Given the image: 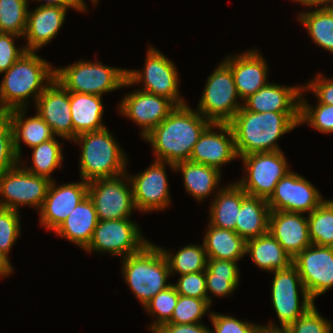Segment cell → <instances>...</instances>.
<instances>
[{"label": "cell", "instance_id": "4dcf8cb0", "mask_svg": "<svg viewBox=\"0 0 333 333\" xmlns=\"http://www.w3.org/2000/svg\"><path fill=\"white\" fill-rule=\"evenodd\" d=\"M203 245L208 258L237 262L246 254V241L235 231L208 224Z\"/></svg>", "mask_w": 333, "mask_h": 333}, {"label": "cell", "instance_id": "8992f818", "mask_svg": "<svg viewBox=\"0 0 333 333\" xmlns=\"http://www.w3.org/2000/svg\"><path fill=\"white\" fill-rule=\"evenodd\" d=\"M55 69V80L69 92L102 96L123 87L127 70L105 66L99 62L78 61Z\"/></svg>", "mask_w": 333, "mask_h": 333}, {"label": "cell", "instance_id": "484cf974", "mask_svg": "<svg viewBox=\"0 0 333 333\" xmlns=\"http://www.w3.org/2000/svg\"><path fill=\"white\" fill-rule=\"evenodd\" d=\"M26 108L10 110L9 120L13 133V146L16 156L20 160L21 140L33 148L55 137L51 127L36 113L25 119Z\"/></svg>", "mask_w": 333, "mask_h": 333}, {"label": "cell", "instance_id": "60d3db41", "mask_svg": "<svg viewBox=\"0 0 333 333\" xmlns=\"http://www.w3.org/2000/svg\"><path fill=\"white\" fill-rule=\"evenodd\" d=\"M210 304L207 299L186 297L179 295L171 320L172 324H195L199 322L209 310Z\"/></svg>", "mask_w": 333, "mask_h": 333}, {"label": "cell", "instance_id": "ffe728a7", "mask_svg": "<svg viewBox=\"0 0 333 333\" xmlns=\"http://www.w3.org/2000/svg\"><path fill=\"white\" fill-rule=\"evenodd\" d=\"M52 180L40 209V223L55 231L83 199L88 196V182L57 185Z\"/></svg>", "mask_w": 333, "mask_h": 333}, {"label": "cell", "instance_id": "e575fe53", "mask_svg": "<svg viewBox=\"0 0 333 333\" xmlns=\"http://www.w3.org/2000/svg\"><path fill=\"white\" fill-rule=\"evenodd\" d=\"M161 250L167 259L171 275L174 272L180 275L201 272L207 268L208 257L204 245H186L173 256L171 252L163 248Z\"/></svg>", "mask_w": 333, "mask_h": 333}, {"label": "cell", "instance_id": "5bb4252c", "mask_svg": "<svg viewBox=\"0 0 333 333\" xmlns=\"http://www.w3.org/2000/svg\"><path fill=\"white\" fill-rule=\"evenodd\" d=\"M292 264L313 301L333 287V247L311 244L292 259Z\"/></svg>", "mask_w": 333, "mask_h": 333}, {"label": "cell", "instance_id": "44dd1931", "mask_svg": "<svg viewBox=\"0 0 333 333\" xmlns=\"http://www.w3.org/2000/svg\"><path fill=\"white\" fill-rule=\"evenodd\" d=\"M268 232L292 258L312 244L307 218L299 212L271 211Z\"/></svg>", "mask_w": 333, "mask_h": 333}, {"label": "cell", "instance_id": "ee69618b", "mask_svg": "<svg viewBox=\"0 0 333 333\" xmlns=\"http://www.w3.org/2000/svg\"><path fill=\"white\" fill-rule=\"evenodd\" d=\"M20 161L14 150L13 133L9 117L0 120V176L16 166Z\"/></svg>", "mask_w": 333, "mask_h": 333}, {"label": "cell", "instance_id": "1f68e13d", "mask_svg": "<svg viewBox=\"0 0 333 333\" xmlns=\"http://www.w3.org/2000/svg\"><path fill=\"white\" fill-rule=\"evenodd\" d=\"M175 170H181L185 190L198 201H202L206 196L211 195L221 179V170L191 161L176 163Z\"/></svg>", "mask_w": 333, "mask_h": 333}, {"label": "cell", "instance_id": "f907efd6", "mask_svg": "<svg viewBox=\"0 0 333 333\" xmlns=\"http://www.w3.org/2000/svg\"><path fill=\"white\" fill-rule=\"evenodd\" d=\"M43 1H46V2L44 4H41V6L42 5L61 6V7H66L67 9L73 8V9H75L77 11H81V12L82 11L84 12L87 10L84 0H43Z\"/></svg>", "mask_w": 333, "mask_h": 333}, {"label": "cell", "instance_id": "ba28073f", "mask_svg": "<svg viewBox=\"0 0 333 333\" xmlns=\"http://www.w3.org/2000/svg\"><path fill=\"white\" fill-rule=\"evenodd\" d=\"M143 72L127 70L123 86L144 83L142 91L171 100L176 106L186 104L179 94L178 73L174 62L158 49L149 47Z\"/></svg>", "mask_w": 333, "mask_h": 333}, {"label": "cell", "instance_id": "d6a6232c", "mask_svg": "<svg viewBox=\"0 0 333 333\" xmlns=\"http://www.w3.org/2000/svg\"><path fill=\"white\" fill-rule=\"evenodd\" d=\"M205 275L207 300L210 305L212 299L208 296L209 292L224 297L235 291L239 284L240 273L235 261L208 258Z\"/></svg>", "mask_w": 333, "mask_h": 333}, {"label": "cell", "instance_id": "2e32d148", "mask_svg": "<svg viewBox=\"0 0 333 333\" xmlns=\"http://www.w3.org/2000/svg\"><path fill=\"white\" fill-rule=\"evenodd\" d=\"M165 164L175 170V165L172 163L154 160L147 170L135 176L129 175L137 210L143 212L163 210L170 204Z\"/></svg>", "mask_w": 333, "mask_h": 333}, {"label": "cell", "instance_id": "bcb514c9", "mask_svg": "<svg viewBox=\"0 0 333 333\" xmlns=\"http://www.w3.org/2000/svg\"><path fill=\"white\" fill-rule=\"evenodd\" d=\"M210 319L214 326L211 333H259L261 326L242 322L237 318L211 312Z\"/></svg>", "mask_w": 333, "mask_h": 333}, {"label": "cell", "instance_id": "8d00e7d4", "mask_svg": "<svg viewBox=\"0 0 333 333\" xmlns=\"http://www.w3.org/2000/svg\"><path fill=\"white\" fill-rule=\"evenodd\" d=\"M61 144L52 138L45 141L38 146L32 148V165L31 167H24L32 174L46 177L50 180L51 173L57 168L61 167L64 160L62 155Z\"/></svg>", "mask_w": 333, "mask_h": 333}, {"label": "cell", "instance_id": "e0dca14e", "mask_svg": "<svg viewBox=\"0 0 333 333\" xmlns=\"http://www.w3.org/2000/svg\"><path fill=\"white\" fill-rule=\"evenodd\" d=\"M212 127L217 128L222 133L214 132ZM236 157L238 158V154L230 124L211 123L194 145L189 161L220 170L223 164L231 162Z\"/></svg>", "mask_w": 333, "mask_h": 333}, {"label": "cell", "instance_id": "c3c4849f", "mask_svg": "<svg viewBox=\"0 0 333 333\" xmlns=\"http://www.w3.org/2000/svg\"><path fill=\"white\" fill-rule=\"evenodd\" d=\"M308 85H303L301 92L311 90L315 93L318 103L333 105V78L326 79L319 73Z\"/></svg>", "mask_w": 333, "mask_h": 333}, {"label": "cell", "instance_id": "7402d4cb", "mask_svg": "<svg viewBox=\"0 0 333 333\" xmlns=\"http://www.w3.org/2000/svg\"><path fill=\"white\" fill-rule=\"evenodd\" d=\"M224 62L231 68L237 93L241 100L256 93L265 86L268 67L257 50H250L226 58Z\"/></svg>", "mask_w": 333, "mask_h": 333}, {"label": "cell", "instance_id": "b9f144b4", "mask_svg": "<svg viewBox=\"0 0 333 333\" xmlns=\"http://www.w3.org/2000/svg\"><path fill=\"white\" fill-rule=\"evenodd\" d=\"M19 212L0 207V255L8 260V253L20 234Z\"/></svg>", "mask_w": 333, "mask_h": 333}, {"label": "cell", "instance_id": "d590c367", "mask_svg": "<svg viewBox=\"0 0 333 333\" xmlns=\"http://www.w3.org/2000/svg\"><path fill=\"white\" fill-rule=\"evenodd\" d=\"M311 243L333 247V200H324L307 217Z\"/></svg>", "mask_w": 333, "mask_h": 333}, {"label": "cell", "instance_id": "816d5d0a", "mask_svg": "<svg viewBox=\"0 0 333 333\" xmlns=\"http://www.w3.org/2000/svg\"><path fill=\"white\" fill-rule=\"evenodd\" d=\"M296 2H299L300 4L304 6H310V7H318L323 5V7L331 6L333 0H294ZM330 4V5H329Z\"/></svg>", "mask_w": 333, "mask_h": 333}, {"label": "cell", "instance_id": "277c9868", "mask_svg": "<svg viewBox=\"0 0 333 333\" xmlns=\"http://www.w3.org/2000/svg\"><path fill=\"white\" fill-rule=\"evenodd\" d=\"M123 262V276L135 297L145 307L166 283L170 270L160 246L149 242L138 253L128 255Z\"/></svg>", "mask_w": 333, "mask_h": 333}, {"label": "cell", "instance_id": "836d02e7", "mask_svg": "<svg viewBox=\"0 0 333 333\" xmlns=\"http://www.w3.org/2000/svg\"><path fill=\"white\" fill-rule=\"evenodd\" d=\"M313 41L333 53V4L306 11L298 16Z\"/></svg>", "mask_w": 333, "mask_h": 333}, {"label": "cell", "instance_id": "f1b7e54d", "mask_svg": "<svg viewBox=\"0 0 333 333\" xmlns=\"http://www.w3.org/2000/svg\"><path fill=\"white\" fill-rule=\"evenodd\" d=\"M210 208V225L235 231L242 200L248 195L236 182L218 189Z\"/></svg>", "mask_w": 333, "mask_h": 333}, {"label": "cell", "instance_id": "9a60e30c", "mask_svg": "<svg viewBox=\"0 0 333 333\" xmlns=\"http://www.w3.org/2000/svg\"><path fill=\"white\" fill-rule=\"evenodd\" d=\"M322 195L305 177L289 171L267 200L271 211L311 213L322 202Z\"/></svg>", "mask_w": 333, "mask_h": 333}, {"label": "cell", "instance_id": "d6986e66", "mask_svg": "<svg viewBox=\"0 0 333 333\" xmlns=\"http://www.w3.org/2000/svg\"><path fill=\"white\" fill-rule=\"evenodd\" d=\"M35 102L37 114L51 127L53 134L73 141L70 92L54 79Z\"/></svg>", "mask_w": 333, "mask_h": 333}, {"label": "cell", "instance_id": "3957f363", "mask_svg": "<svg viewBox=\"0 0 333 333\" xmlns=\"http://www.w3.org/2000/svg\"><path fill=\"white\" fill-rule=\"evenodd\" d=\"M4 73L0 93L4 104L10 110L26 108V100L32 95L37 100L55 79V69L34 51H26Z\"/></svg>", "mask_w": 333, "mask_h": 333}, {"label": "cell", "instance_id": "5b68a950", "mask_svg": "<svg viewBox=\"0 0 333 333\" xmlns=\"http://www.w3.org/2000/svg\"><path fill=\"white\" fill-rule=\"evenodd\" d=\"M114 139L106 127L75 137L73 141L82 145L79 161L82 180L89 183L127 173L126 155Z\"/></svg>", "mask_w": 333, "mask_h": 333}, {"label": "cell", "instance_id": "7c38bea8", "mask_svg": "<svg viewBox=\"0 0 333 333\" xmlns=\"http://www.w3.org/2000/svg\"><path fill=\"white\" fill-rule=\"evenodd\" d=\"M272 305L280 321V328L284 329L296 319L301 317L314 304L296 267L291 264L288 268L273 272ZM298 288L301 290L302 303H300ZM301 304V305H300Z\"/></svg>", "mask_w": 333, "mask_h": 333}, {"label": "cell", "instance_id": "f6af8a7d", "mask_svg": "<svg viewBox=\"0 0 333 333\" xmlns=\"http://www.w3.org/2000/svg\"><path fill=\"white\" fill-rule=\"evenodd\" d=\"M174 287L179 295L207 299L205 271L182 274Z\"/></svg>", "mask_w": 333, "mask_h": 333}, {"label": "cell", "instance_id": "4316f807", "mask_svg": "<svg viewBox=\"0 0 333 333\" xmlns=\"http://www.w3.org/2000/svg\"><path fill=\"white\" fill-rule=\"evenodd\" d=\"M102 96L70 92V112L74 128V139L80 134L105 128L102 124L104 107Z\"/></svg>", "mask_w": 333, "mask_h": 333}, {"label": "cell", "instance_id": "cb8c5ba5", "mask_svg": "<svg viewBox=\"0 0 333 333\" xmlns=\"http://www.w3.org/2000/svg\"><path fill=\"white\" fill-rule=\"evenodd\" d=\"M303 86L286 87L267 83L256 93L246 98L243 107L256 113L299 112Z\"/></svg>", "mask_w": 333, "mask_h": 333}, {"label": "cell", "instance_id": "f35d334b", "mask_svg": "<svg viewBox=\"0 0 333 333\" xmlns=\"http://www.w3.org/2000/svg\"><path fill=\"white\" fill-rule=\"evenodd\" d=\"M179 294L176 288L171 284L166 289L156 294L151 301L145 306V309L151 315H156V319L153 324L150 325V329L153 332L155 329L163 324L168 323L174 312V308L177 305Z\"/></svg>", "mask_w": 333, "mask_h": 333}, {"label": "cell", "instance_id": "8fae6325", "mask_svg": "<svg viewBox=\"0 0 333 333\" xmlns=\"http://www.w3.org/2000/svg\"><path fill=\"white\" fill-rule=\"evenodd\" d=\"M126 175L127 173H124L88 183V197L94 204L98 220L125 219L132 214V210L135 209L133 188L130 178ZM125 180L129 181V184H125Z\"/></svg>", "mask_w": 333, "mask_h": 333}, {"label": "cell", "instance_id": "7a4b0ae2", "mask_svg": "<svg viewBox=\"0 0 333 333\" xmlns=\"http://www.w3.org/2000/svg\"><path fill=\"white\" fill-rule=\"evenodd\" d=\"M238 157L281 151L277 139L299 125V112L256 113L243 106L229 122Z\"/></svg>", "mask_w": 333, "mask_h": 333}, {"label": "cell", "instance_id": "681fc988", "mask_svg": "<svg viewBox=\"0 0 333 333\" xmlns=\"http://www.w3.org/2000/svg\"><path fill=\"white\" fill-rule=\"evenodd\" d=\"M154 333H211L202 323L195 324H172L166 323L153 331Z\"/></svg>", "mask_w": 333, "mask_h": 333}, {"label": "cell", "instance_id": "7dc6e473", "mask_svg": "<svg viewBox=\"0 0 333 333\" xmlns=\"http://www.w3.org/2000/svg\"><path fill=\"white\" fill-rule=\"evenodd\" d=\"M21 36L12 33H0V74L9 70L26 52L25 46L17 48L14 38Z\"/></svg>", "mask_w": 333, "mask_h": 333}, {"label": "cell", "instance_id": "ab89813d", "mask_svg": "<svg viewBox=\"0 0 333 333\" xmlns=\"http://www.w3.org/2000/svg\"><path fill=\"white\" fill-rule=\"evenodd\" d=\"M300 95L299 125L308 123L322 133L333 132V105L318 103L313 109Z\"/></svg>", "mask_w": 333, "mask_h": 333}, {"label": "cell", "instance_id": "db71d44e", "mask_svg": "<svg viewBox=\"0 0 333 333\" xmlns=\"http://www.w3.org/2000/svg\"><path fill=\"white\" fill-rule=\"evenodd\" d=\"M259 333H287V331L285 329L279 328L278 326H274L270 321L268 326L261 325Z\"/></svg>", "mask_w": 333, "mask_h": 333}, {"label": "cell", "instance_id": "83f0119b", "mask_svg": "<svg viewBox=\"0 0 333 333\" xmlns=\"http://www.w3.org/2000/svg\"><path fill=\"white\" fill-rule=\"evenodd\" d=\"M270 212L267 200L247 195L241 203L235 232L245 241L268 233Z\"/></svg>", "mask_w": 333, "mask_h": 333}, {"label": "cell", "instance_id": "4fadbf2b", "mask_svg": "<svg viewBox=\"0 0 333 333\" xmlns=\"http://www.w3.org/2000/svg\"><path fill=\"white\" fill-rule=\"evenodd\" d=\"M136 223L125 219L98 220L89 245L84 249L92 252H108L112 255L127 257L138 253L148 242L140 233Z\"/></svg>", "mask_w": 333, "mask_h": 333}, {"label": "cell", "instance_id": "9c48e42d", "mask_svg": "<svg viewBox=\"0 0 333 333\" xmlns=\"http://www.w3.org/2000/svg\"><path fill=\"white\" fill-rule=\"evenodd\" d=\"M244 179L236 182L248 195L268 200L276 184L290 171L282 151L253 153L242 156Z\"/></svg>", "mask_w": 333, "mask_h": 333}, {"label": "cell", "instance_id": "f5cc1de1", "mask_svg": "<svg viewBox=\"0 0 333 333\" xmlns=\"http://www.w3.org/2000/svg\"><path fill=\"white\" fill-rule=\"evenodd\" d=\"M12 264L7 262L1 255H0V276H9L12 273Z\"/></svg>", "mask_w": 333, "mask_h": 333}, {"label": "cell", "instance_id": "d4e9b609", "mask_svg": "<svg viewBox=\"0 0 333 333\" xmlns=\"http://www.w3.org/2000/svg\"><path fill=\"white\" fill-rule=\"evenodd\" d=\"M97 223L94 204L87 196L76 205L55 233L85 249L91 241Z\"/></svg>", "mask_w": 333, "mask_h": 333}, {"label": "cell", "instance_id": "f546056e", "mask_svg": "<svg viewBox=\"0 0 333 333\" xmlns=\"http://www.w3.org/2000/svg\"><path fill=\"white\" fill-rule=\"evenodd\" d=\"M246 254L261 270L269 272L288 268L293 259L269 232L246 241Z\"/></svg>", "mask_w": 333, "mask_h": 333}, {"label": "cell", "instance_id": "9f6ffc18", "mask_svg": "<svg viewBox=\"0 0 333 333\" xmlns=\"http://www.w3.org/2000/svg\"><path fill=\"white\" fill-rule=\"evenodd\" d=\"M93 2V4L96 5V3L99 1V0H91Z\"/></svg>", "mask_w": 333, "mask_h": 333}, {"label": "cell", "instance_id": "603a6c76", "mask_svg": "<svg viewBox=\"0 0 333 333\" xmlns=\"http://www.w3.org/2000/svg\"><path fill=\"white\" fill-rule=\"evenodd\" d=\"M66 7L40 5L27 14V26L24 33L26 51H34L51 41L59 32L66 18Z\"/></svg>", "mask_w": 333, "mask_h": 333}, {"label": "cell", "instance_id": "52a82bcc", "mask_svg": "<svg viewBox=\"0 0 333 333\" xmlns=\"http://www.w3.org/2000/svg\"><path fill=\"white\" fill-rule=\"evenodd\" d=\"M238 98L231 68L223 61L208 77L197 111L211 123H229L243 106Z\"/></svg>", "mask_w": 333, "mask_h": 333}, {"label": "cell", "instance_id": "11a10c76", "mask_svg": "<svg viewBox=\"0 0 333 333\" xmlns=\"http://www.w3.org/2000/svg\"><path fill=\"white\" fill-rule=\"evenodd\" d=\"M9 114L10 109L4 104L0 93V120L8 118Z\"/></svg>", "mask_w": 333, "mask_h": 333}, {"label": "cell", "instance_id": "74e56055", "mask_svg": "<svg viewBox=\"0 0 333 333\" xmlns=\"http://www.w3.org/2000/svg\"><path fill=\"white\" fill-rule=\"evenodd\" d=\"M29 0H0V33L24 36Z\"/></svg>", "mask_w": 333, "mask_h": 333}, {"label": "cell", "instance_id": "ac0fdd59", "mask_svg": "<svg viewBox=\"0 0 333 333\" xmlns=\"http://www.w3.org/2000/svg\"><path fill=\"white\" fill-rule=\"evenodd\" d=\"M119 106L120 113L142 128L143 138L176 108L171 100L141 89L126 94Z\"/></svg>", "mask_w": 333, "mask_h": 333}, {"label": "cell", "instance_id": "7bdbcfd3", "mask_svg": "<svg viewBox=\"0 0 333 333\" xmlns=\"http://www.w3.org/2000/svg\"><path fill=\"white\" fill-rule=\"evenodd\" d=\"M284 329L287 333H332L333 325L319 314L313 304L301 317Z\"/></svg>", "mask_w": 333, "mask_h": 333}, {"label": "cell", "instance_id": "30bf717a", "mask_svg": "<svg viewBox=\"0 0 333 333\" xmlns=\"http://www.w3.org/2000/svg\"><path fill=\"white\" fill-rule=\"evenodd\" d=\"M21 163L0 176V207L18 211L19 206L41 209L52 180L27 171Z\"/></svg>", "mask_w": 333, "mask_h": 333}, {"label": "cell", "instance_id": "6da1fadb", "mask_svg": "<svg viewBox=\"0 0 333 333\" xmlns=\"http://www.w3.org/2000/svg\"><path fill=\"white\" fill-rule=\"evenodd\" d=\"M210 124L198 111L184 104L176 106L144 139L151 143L156 160L175 165L190 160L194 145Z\"/></svg>", "mask_w": 333, "mask_h": 333}]
</instances>
